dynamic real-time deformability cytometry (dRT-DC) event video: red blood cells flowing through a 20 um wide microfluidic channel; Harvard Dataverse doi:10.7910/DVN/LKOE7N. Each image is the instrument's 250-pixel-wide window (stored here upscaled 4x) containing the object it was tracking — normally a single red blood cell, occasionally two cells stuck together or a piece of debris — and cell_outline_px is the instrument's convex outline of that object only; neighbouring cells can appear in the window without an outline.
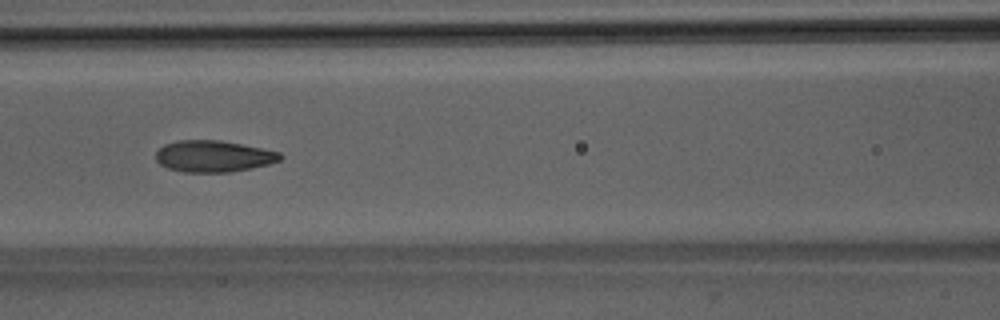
{"species": "Egyptian fruit bat (a non-hibernating species)", "species_latin": "Rousettus aegyptiacus", "temperature_condition": "room temperature", "stored_images_in_passage": 39, "camera_frame_rate_fps": 3000, "um_per_image_px": 0.085, "animal": {"sex": "male"}, "frame": {"image": 1, "passage_image": 17, "time_ms": 5.333, "image_size_px": [1000, 320], "cell_outline_px": [[284, 156], [280, 160], [268, 164], [252, 168], [232, 172], [184, 172], [168, 168], [160, 164], [156, 160], [156, 152], [164, 144], [176, 140], [220, 140], [280, 152]], "centroid_in_image_um": [18.14, 13.28], "position_along_channel_um": 148.5, "area_um2": 22.83}, "authors_computed_cell_mechanics": {"area_um2": 22.9466, "velocity_mm_per_s": 4.0076, "shape_relaxation_time_tau1_ms": 4.7852, "shape_relaxation_time_tau2_ms": 1.3382, "deformation_change_tau1": 0.1683, "deformation_change_tau2": 0.0724}}